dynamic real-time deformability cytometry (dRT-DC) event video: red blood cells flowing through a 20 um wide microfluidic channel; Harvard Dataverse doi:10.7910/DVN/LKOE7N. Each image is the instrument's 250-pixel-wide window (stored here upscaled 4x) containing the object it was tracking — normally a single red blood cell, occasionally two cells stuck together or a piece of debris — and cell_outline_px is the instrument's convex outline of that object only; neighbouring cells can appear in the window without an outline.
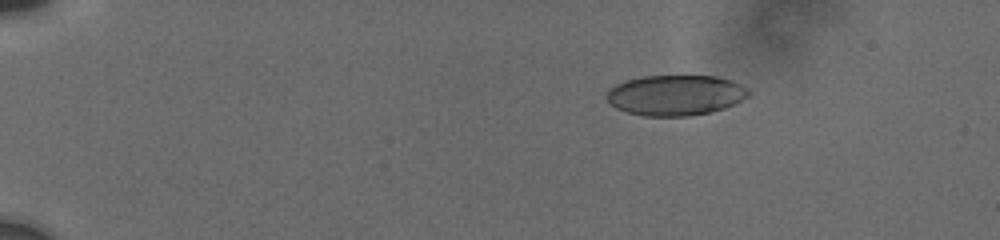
{"species": "human", "species_latin": "Homo sapiens", "temperature_condition": "cold", "stored_images_in_passage": 18, "camera_frame_rate_fps": 3000, "um_per_image_px": 0.085, "donor": {"sex": "male"}, "frame": {"image": 1, "passage_image": 1, "time_ms": 0.0, "image_size_px": [1000, 240], "cell_outline_px": [[752, 92], [748, 96], [724, 108], [708, 112], [688, 116], [644, 116], [628, 112], [616, 108], [608, 100], [608, 88], [616, 84], [628, 80], [644, 76], [716, 76], [732, 80], [748, 88]], "centroid_in_image_um": [57.43, 8.08], "position_along_channel_um": 27.6, "area_um2": 33.23}}
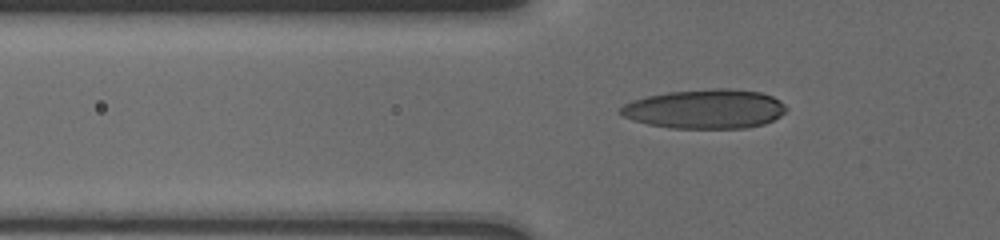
{"frame": {"image": 2, "passage_image": 16, "time_ms": 3.667, "image_size_px": [1000, 240], "cell_outline_px": [[788, 108], [780, 116], [764, 124], [744, 128], [672, 128], [648, 124], [632, 120], [616, 112], [624, 104], [632, 100], [648, 96], [668, 92], [712, 88], [724, 88], [760, 92], [772, 96], [780, 100]], "centroid_in_image_um": [59.92, 9.26], "position_along_channel_um": 65.9, "area_um2": 37.97}}
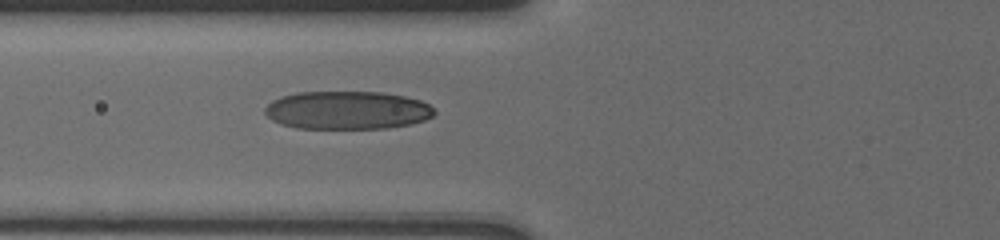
{"frame": {"image": 3, "passage_image": 18, "time_ms": 4.667, "image_size_px": [1000, 240], "cell_outline_px": [[436, 112], [432, 116], [424, 120], [408, 124], [388, 128], [296, 128], [280, 124], [272, 120], [264, 112], [264, 108], [272, 100], [280, 96], [296, 92], [380, 92], [404, 96], [420, 100], [428, 104]], "centroid_in_image_um": [29.47, 9.36], "position_along_channel_um": 96.3, "area_um2": 37.69}}